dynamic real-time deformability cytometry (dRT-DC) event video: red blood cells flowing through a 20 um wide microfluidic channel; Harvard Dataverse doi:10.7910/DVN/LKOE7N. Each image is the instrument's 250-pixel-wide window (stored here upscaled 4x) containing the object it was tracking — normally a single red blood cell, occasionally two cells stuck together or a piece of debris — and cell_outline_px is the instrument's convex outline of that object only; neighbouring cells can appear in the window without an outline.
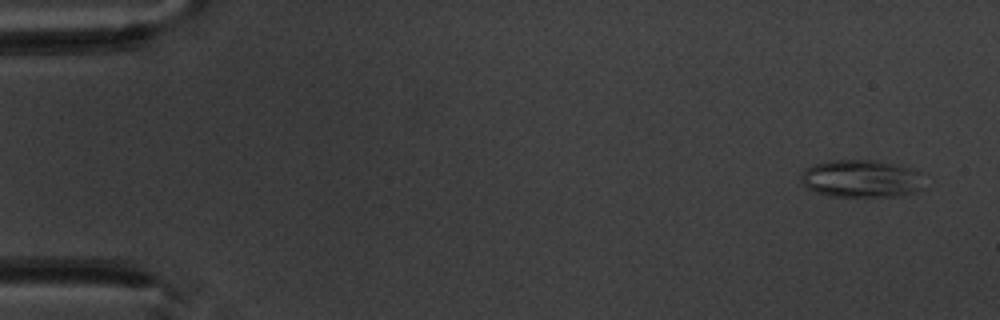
{"species": "common noctule bat (a hibernating species)", "species_latin": "Nyctalus noctula", "temperature_condition": "warm", "stored_images_in_passage": 4, "camera_frame_rate_fps": 3000, "um_per_image_px": 0.085, "animal": {"sex": "male", "body_mass_g": 20.1, "forearm_length_mm": 53.5}, "frame": {"image": 1, "passage_image": 1, "time_ms": 0.0, "image_size_px": [1000, 320], "cell_outline_px": [[928, 188], [916, 192], [896, 196], [832, 196], [816, 192], [808, 188], [800, 180], [800, 172], [804, 168], [828, 160], [872, 160], [892, 164], [908, 168], [920, 172]], "centroid_in_image_um": [73.24, 15.19], "position_along_channel_um": 11.8, "area_um2": 27.22}}
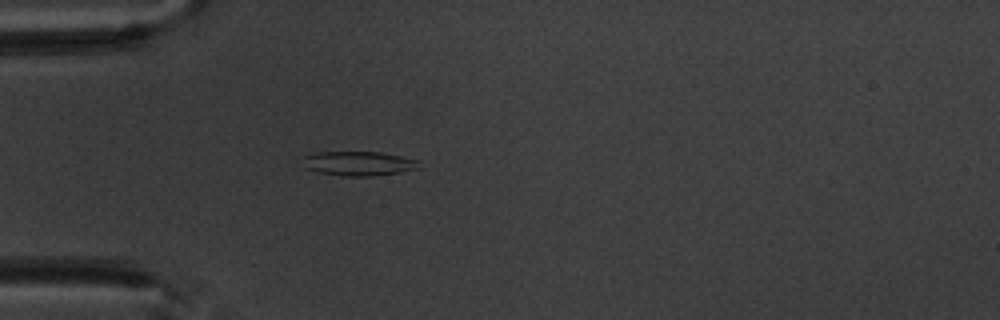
{"frame": {"image": 2, "passage_image": 4, "time_ms": 4.333, "image_size_px": [1000, 320], "cell_outline_px": [[420, 160], [416, 168], [400, 172], [372, 176], [344, 176], [316, 172], [304, 168], [300, 156], [316, 152], [380, 152]], "centroid_in_image_um": [30.38, 13.89], "position_along_channel_um": 54.6, "area_um2": 16.65}}